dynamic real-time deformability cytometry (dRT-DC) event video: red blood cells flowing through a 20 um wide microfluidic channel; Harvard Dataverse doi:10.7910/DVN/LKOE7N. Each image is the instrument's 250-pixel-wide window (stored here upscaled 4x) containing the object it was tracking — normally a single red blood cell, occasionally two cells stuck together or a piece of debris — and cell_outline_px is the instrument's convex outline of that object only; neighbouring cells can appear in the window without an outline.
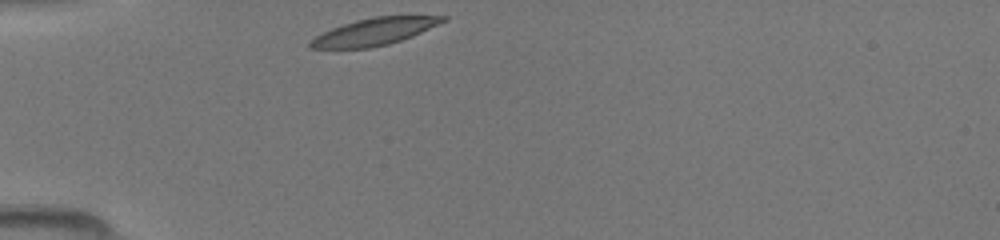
{"species": "common noctule bat (a hibernating species)", "species_latin": "Nyctalus noctula", "temperature_condition": "room temperature", "stored_images_in_passage": 28, "camera_frame_rate_fps": 3000, "um_per_image_px": 0.085, "animal": {"sex": "female", "body_mass_g": 19.5, "forearm_length_mm": 54.1}, "frame": {"image": 1, "passage_image": 1, "time_ms": 0.0, "image_size_px": [1000, 240], "cell_outline_px": [[448, 20], [412, 36], [388, 44], [368, 48], [312, 48], [308, 44], [308, 40], [332, 28], [356, 20], [376, 16], [448, 16]], "centroid_in_image_um": [31.83, 2.69], "position_along_channel_um": 53.2, "area_um2": 20.63}}
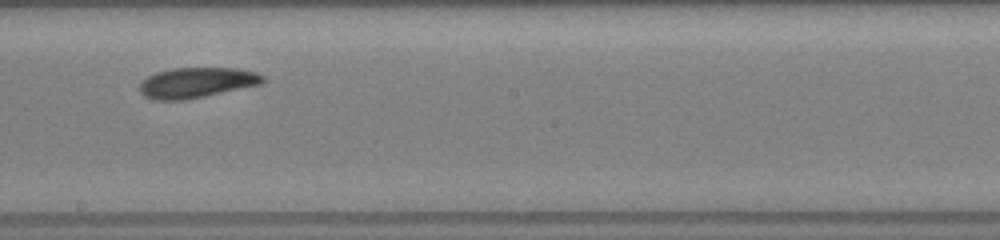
{"frame": {"image": 2, "passage_image": 15, "time_ms": 4.667, "image_size_px": [1000, 240], "cell_outline_px": [[264, 80], [260, 84], [204, 96], [184, 100], [152, 100], [144, 96], [140, 92], [140, 84], [148, 76], [156, 72], [172, 68], [232, 68], [256, 72], [264, 76]], "centroid_in_image_um": [16.67, 7.02], "position_along_channel_um": 231.5, "area_um2": 21.56}}
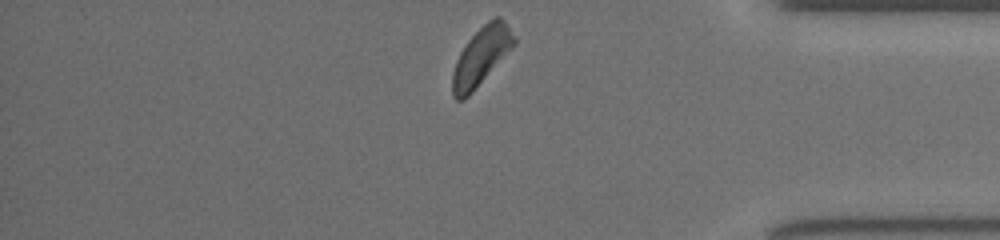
{"frame": {"image": 3, "passage_image": 28, "time_ms": 9.0, "image_size_px": [1000, 240], "cell_outline_px": [[516, 44], [472, 92], [464, 100], [456, 100], [452, 96], [452, 72], [456, 60], [460, 52], [468, 40], [488, 20], [496, 16], [500, 16], [504, 20], [516, 36]], "centroid_in_image_um": [40.91, 4.78], "position_along_channel_um": 394.3, "area_um2": 20.81}}